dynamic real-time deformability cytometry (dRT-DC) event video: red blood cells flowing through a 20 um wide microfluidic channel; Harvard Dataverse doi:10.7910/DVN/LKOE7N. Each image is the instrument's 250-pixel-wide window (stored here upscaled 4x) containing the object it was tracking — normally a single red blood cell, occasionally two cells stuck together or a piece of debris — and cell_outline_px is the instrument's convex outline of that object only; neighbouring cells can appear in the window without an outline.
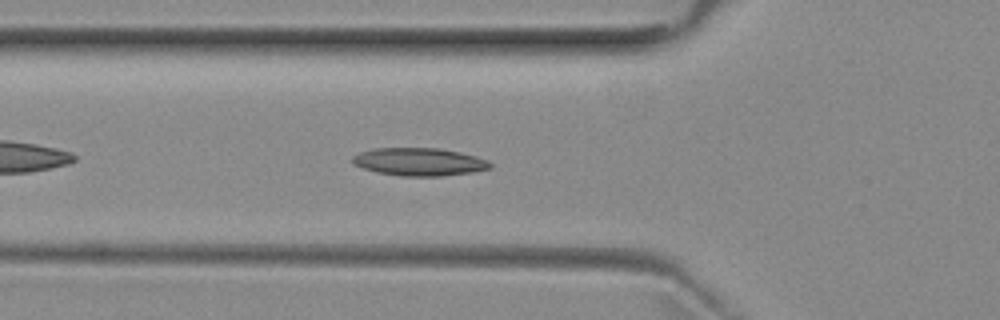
{"species": "common noctule bat (a hibernating species)", "species_latin": "Nyctalus noctula", "temperature_condition": "room temperature", "stored_images_in_passage": 40, "camera_frame_rate_fps": 3000, "um_per_image_px": 0.085, "animal": {"sex": "female", "body_mass_g": 29.2, "forearm_length_mm": 56.3}, "frame": {"image": 1, "passage_image": 6, "time_ms": 1.667, "image_size_px": [1000, 320], "cell_outline_px": [[492, 168], [472, 172], [440, 176], [400, 176], [376, 172], [352, 164], [352, 156], [360, 152], [372, 148], [440, 148], [460, 152], [476, 156], [488, 160], [492, 164]], "centroid_in_image_um": [35.63, 13.75], "position_along_channel_um": 90.2, "area_um2": 22.48}}
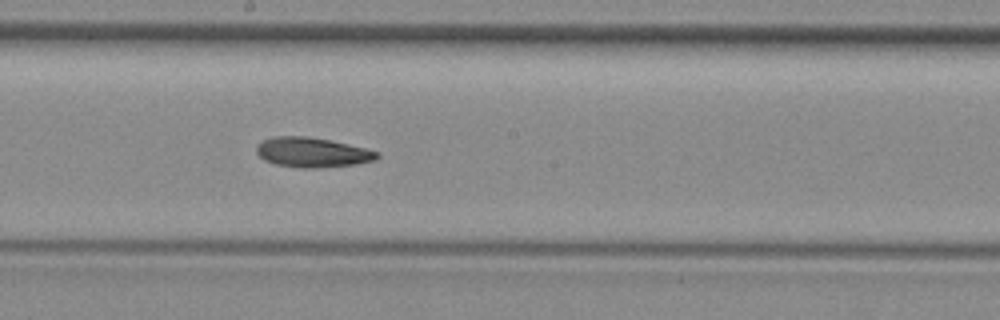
{"frame": {"image": 2, "passage_image": 16, "time_ms": 5.0, "image_size_px": [1000, 320], "cell_outline_px": [[380, 156], [376, 160], [356, 164], [320, 168], [300, 168], [276, 164], [264, 160], [256, 152], [256, 144], [272, 136], [304, 136], [328, 140], [364, 148], [380, 152]], "centroid_in_image_um": [26.53, 12.96], "position_along_channel_um": 221.7, "area_um2": 20.92}}
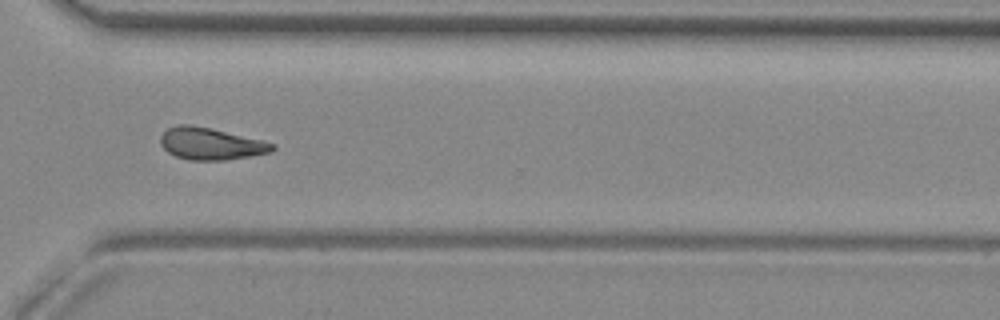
{"frame": {"image": 3, "passage_image": 26, "time_ms": 8.333, "image_size_px": [1000, 320], "cell_outline_px": [[276, 148], [272, 152], [224, 160], [188, 160], [176, 156], [168, 152], [160, 144], [160, 136], [168, 128], [176, 124], [188, 124], [208, 128], [264, 140], [276, 144]], "centroid_in_image_um": [17.92, 12.22], "position_along_channel_um": 352.7, "area_um2": 20.81}, "authors_computed_cell_mechanics": {"area_um2": 20.4901, "velocity_mm_per_s": 3.9325, "shape_relaxation_time_tau1_ms": null, "shape_relaxation_time_tau2_ms": 10.1036, "deformation_change_tau1": null, "deformation_change_tau2": 0.2109}}